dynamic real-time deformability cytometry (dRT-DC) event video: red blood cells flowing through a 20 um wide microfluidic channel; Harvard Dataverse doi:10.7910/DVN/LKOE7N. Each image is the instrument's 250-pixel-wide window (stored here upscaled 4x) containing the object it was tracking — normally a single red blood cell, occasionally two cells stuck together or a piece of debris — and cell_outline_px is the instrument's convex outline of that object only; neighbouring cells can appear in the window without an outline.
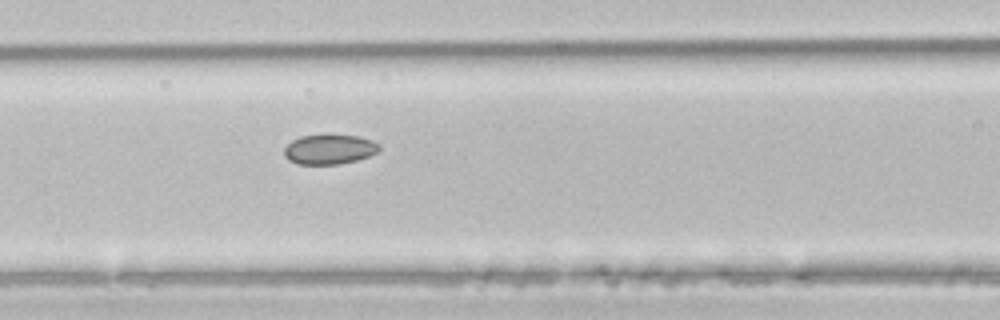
{"species": "common noctule bat (a hibernating species)", "species_latin": "Nyctalus noctula", "temperature_condition": "room temperature", "stored_images_in_passage": 5, "camera_frame_rate_fps": 3000, "um_per_image_px": 0.085, "animal": {"sex": "male", "body_mass_g": 21.5, "forearm_length_mm": 52.0}, "frame": {"image": 1, "passage_image": 5, "time_ms": 1.333, "image_size_px": [1000, 320], "cell_outline_px": [[380, 148], [376, 152], [368, 156], [356, 160], [340, 164], [296, 164], [288, 160], [284, 156], [284, 148], [292, 140], [300, 136], [324, 132], [328, 132], [360, 136], [372, 140], [380, 144]], "centroid_in_image_um": [27.98, 12.64], "position_along_channel_um": 138.6, "area_um2": 17.22}}